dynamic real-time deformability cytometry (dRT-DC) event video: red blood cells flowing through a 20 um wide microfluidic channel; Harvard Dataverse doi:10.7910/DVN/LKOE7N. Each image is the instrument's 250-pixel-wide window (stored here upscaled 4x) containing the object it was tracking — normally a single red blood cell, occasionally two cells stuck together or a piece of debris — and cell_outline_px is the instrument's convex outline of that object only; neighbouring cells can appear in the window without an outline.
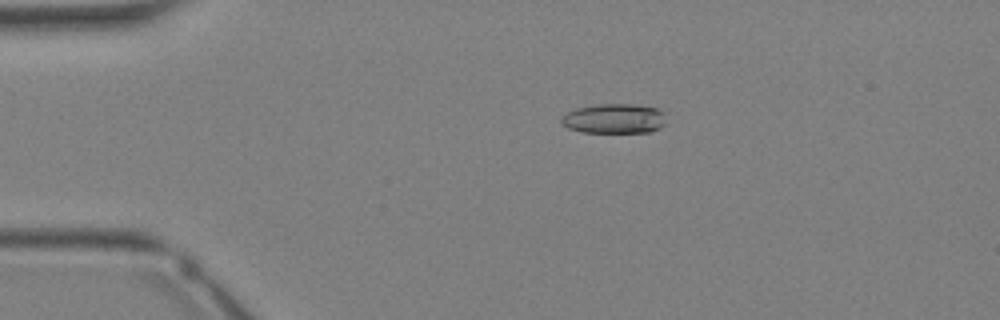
{"species": "Egyptian fruit bat (a non-hibernating species)", "species_latin": "Rousettus aegyptiacus", "temperature_condition": "warm", "stored_images_in_passage": 35, "camera_frame_rate_fps": 3000, "um_per_image_px": 0.085, "animal": {"sex": "female"}, "frame": {"image": 1, "passage_image": 8, "time_ms": 2.333, "image_size_px": [1000, 320], "cell_outline_px": [[668, 112], [664, 124], [660, 128], [648, 132], [580, 132], [568, 128], [560, 120], [560, 116], [576, 108], [596, 104], [632, 104], [656, 108]], "centroid_in_image_um": [52.23, 10.07], "position_along_channel_um": 32.8, "area_um2": 18.38}}
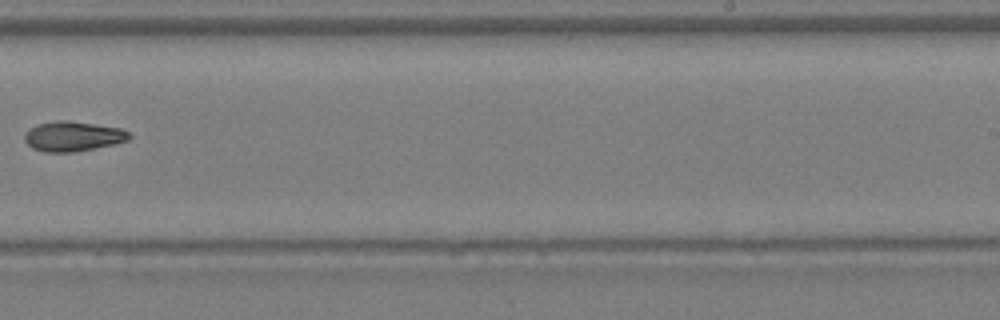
{"frame": {"image": 2, "passage_image": 23, "time_ms": 7.333, "image_size_px": [1000, 320], "cell_outline_px": [[132, 136], [128, 140], [116, 144], [72, 152], [44, 152], [32, 148], [24, 140], [24, 136], [36, 124], [56, 120], [68, 120], [120, 128], [128, 132]], "centroid_in_image_um": [6.21, 11.58], "position_along_channel_um": 282.8, "area_um2": 18.15}}
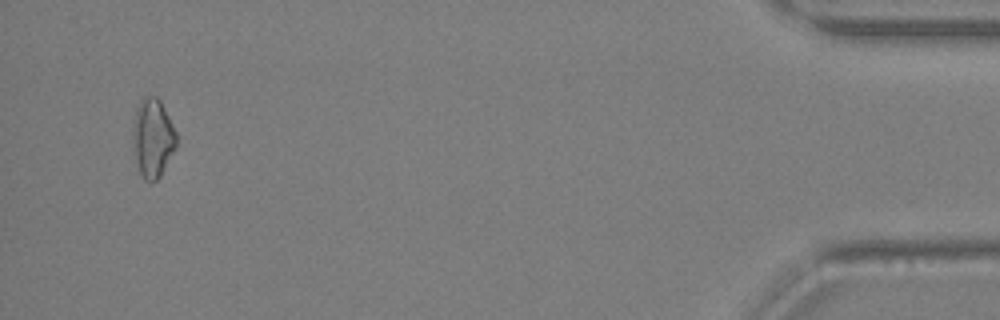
{"frame": {"image": 3, "passage_image": 34, "time_ms": 11.0, "image_size_px": [1000, 320], "cell_outline_px": [[176, 148], [160, 176], [156, 180], [144, 180], [140, 172], [132, 152], [132, 128], [136, 108], [140, 100], [144, 96], [156, 96], [160, 100], [176, 132]], "centroid_in_image_um": [12.95, 11.72], "position_along_channel_um": 422.2, "area_um2": 20.11}}